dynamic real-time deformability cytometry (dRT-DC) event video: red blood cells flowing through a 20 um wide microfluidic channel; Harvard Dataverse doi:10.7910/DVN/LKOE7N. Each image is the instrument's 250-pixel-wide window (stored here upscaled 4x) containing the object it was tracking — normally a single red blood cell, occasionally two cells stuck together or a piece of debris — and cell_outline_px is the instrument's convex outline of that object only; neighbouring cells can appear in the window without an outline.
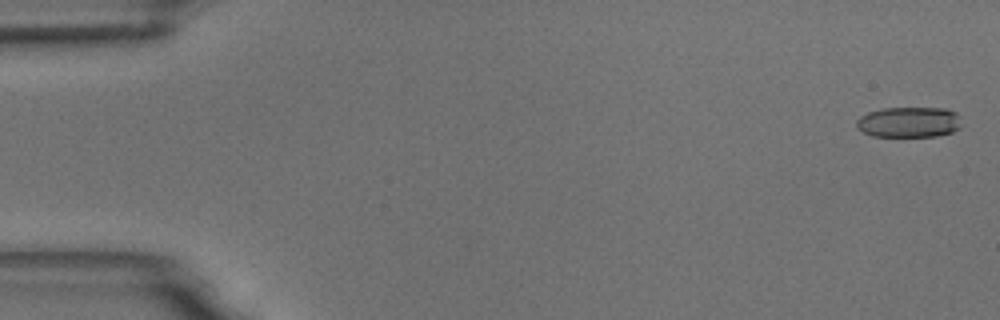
{"species": "common noctule bat (a hibernating species)", "species_latin": "Nyctalus noctula", "temperature_condition": "room temperature", "stored_images_in_passage": 58, "camera_frame_rate_fps": 3000, "um_per_image_px": 0.085, "animal": {"sex": "male", "body_mass_g": 18.8}, "frame": {"image": 1, "passage_image": 1, "time_ms": 0.0, "image_size_px": [1000, 320], "cell_outline_px": [[960, 128], [952, 132], [936, 136], [872, 136], [856, 128], [856, 120], [860, 116], [868, 112], [884, 108], [944, 108], [956, 112], [960, 116]], "centroid_in_image_um": [77.26, 10.38], "position_along_channel_um": 7.7, "area_um2": 18.79}}
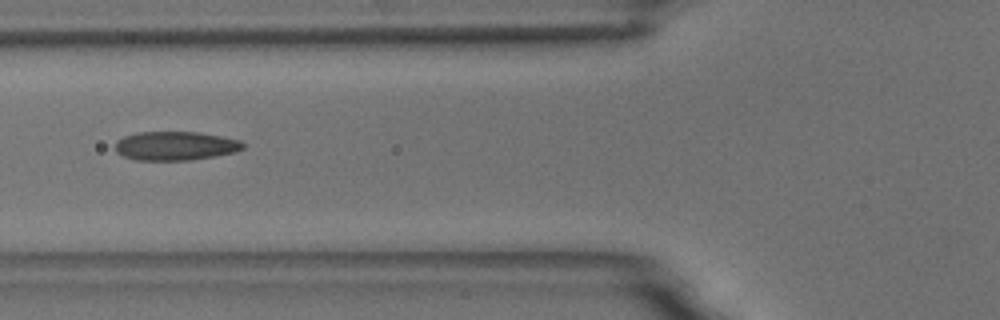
{"frame": {"image": 2, "passage_image": 22, "time_ms": 7.0, "image_size_px": [1000, 320], "cell_outline_px": [[244, 148], [236, 152], [192, 160], [136, 160], [124, 156], [116, 152], [116, 140], [124, 136], [136, 132], [196, 132], [220, 136], [240, 140], [244, 144]], "centroid_in_image_um": [14.9, 12.4], "position_along_channel_um": 110.9, "area_um2": 21.5}}
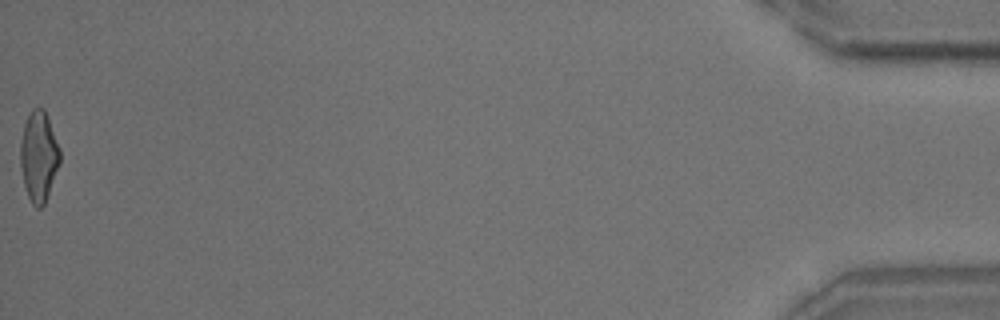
{"frame": {"image": 3, "passage_image": 58, "time_ms": 19.0, "image_size_px": [1000, 320], "cell_outline_px": [[60, 164], [44, 204], [40, 208], [36, 208], [32, 204], [28, 196], [24, 184], [20, 164], [20, 144], [24, 124], [32, 108], [44, 108], [60, 148]], "centroid_in_image_um": [3.3, 13.29], "position_along_channel_um": 431.9, "area_um2": 20.75}, "authors_computed_cell_mechanics": {"area_um2": 20.8658, "velocity_mm_per_s": 3.4939, "shape_relaxation_time_tau1_ms": 7.6904, "shape_relaxation_time_tau2_ms": 2.1154, "deformation_change_tau1": 0.1867, "deformation_change_tau2": 0.0998}}